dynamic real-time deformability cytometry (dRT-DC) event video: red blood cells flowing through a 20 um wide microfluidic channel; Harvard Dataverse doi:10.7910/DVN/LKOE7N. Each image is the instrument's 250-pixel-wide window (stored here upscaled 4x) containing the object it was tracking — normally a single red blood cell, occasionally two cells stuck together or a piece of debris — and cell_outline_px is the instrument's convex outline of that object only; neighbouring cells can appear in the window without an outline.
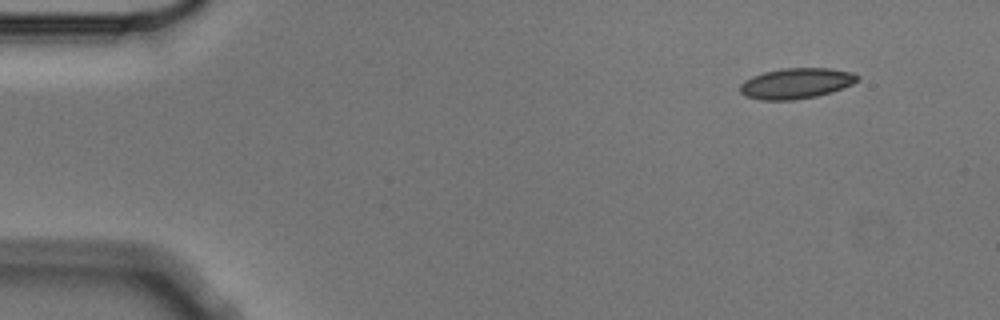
{"species": "Egyptian fruit bat (a non-hibernating species)", "species_latin": "Rousettus aegyptiacus", "temperature_condition": "cold", "stored_images_in_passage": 4, "camera_frame_rate_fps": 3000, "um_per_image_px": 0.085, "animal": {"sex": "male"}, "frame": {"image": 1, "passage_image": 1, "time_ms": 0.0, "image_size_px": [1000, 320], "cell_outline_px": [[860, 76], [852, 84], [832, 92], [816, 96], [792, 100], [760, 100], [744, 96], [740, 92], [740, 84], [744, 80], [752, 76], [764, 72], [784, 68], [832, 68], [852, 72]], "centroid_in_image_um": [67.65, 7.08], "position_along_channel_um": 17.3, "area_um2": 20.98}}
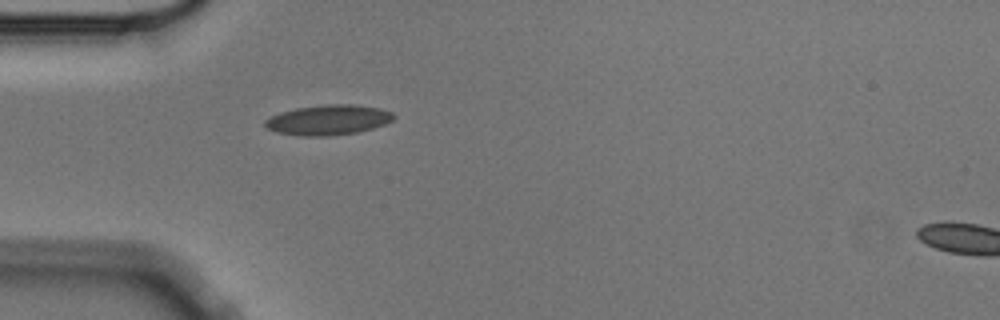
{"frame": {"image": 2, "passage_image": 4, "time_ms": 1.0, "image_size_px": [1000, 320], "cell_outline_px": [[396, 116], [392, 120], [384, 124], [372, 128], [356, 132], [328, 136], [300, 136], [276, 132], [264, 128], [264, 120], [280, 112], [296, 108], [324, 104], [356, 104], [380, 108], [392, 112]], "centroid_in_image_um": [27.87, 10.19], "position_along_channel_um": 57.1, "area_um2": 22.72}}